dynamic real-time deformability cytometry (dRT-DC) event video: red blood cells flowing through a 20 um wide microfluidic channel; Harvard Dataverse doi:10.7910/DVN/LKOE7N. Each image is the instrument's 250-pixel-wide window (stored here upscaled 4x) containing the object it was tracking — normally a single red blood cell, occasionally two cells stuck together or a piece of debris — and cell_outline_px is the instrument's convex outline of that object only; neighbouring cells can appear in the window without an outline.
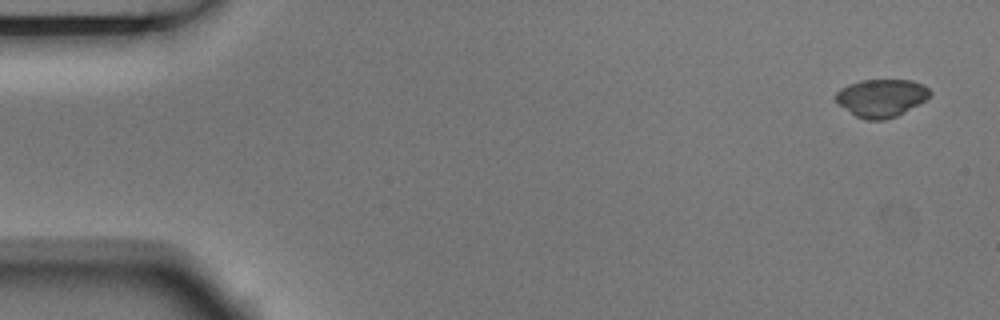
{"species": "Egyptian fruit bat (a non-hibernating species)", "species_latin": "Rousettus aegyptiacus", "temperature_condition": "room temperature", "stored_images_in_passage": 4, "camera_frame_rate_fps": 3000, "um_per_image_px": 0.085, "animal": {"sex": "male"}, "frame": {"image": 1, "passage_image": 1, "time_ms": 0.0, "image_size_px": [1000, 320], "cell_outline_px": [[932, 92], [924, 100], [904, 112], [896, 116], [884, 120], [868, 120], [856, 116], [836, 104], [836, 92], [840, 88], [848, 84], [860, 80], [912, 80], [924, 84]], "centroid_in_image_um": [74.88, 8.31], "position_along_channel_um": 10.1, "area_um2": 20.75}}
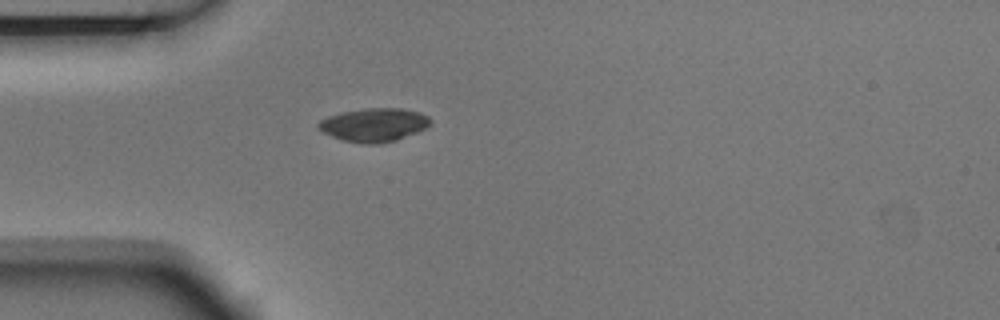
{"frame": {"image": 2, "passage_image": 4, "time_ms": 1.0, "image_size_px": [1000, 320], "cell_outline_px": [[432, 124], [416, 132], [396, 140], [380, 144], [364, 144], [344, 140], [332, 136], [316, 128], [316, 124], [320, 120], [328, 116], [340, 112], [364, 108], [404, 108], [420, 112], [428, 116], [432, 120]], "centroid_in_image_um": [31.79, 10.6], "position_along_channel_um": 53.2, "area_um2": 22.02}}